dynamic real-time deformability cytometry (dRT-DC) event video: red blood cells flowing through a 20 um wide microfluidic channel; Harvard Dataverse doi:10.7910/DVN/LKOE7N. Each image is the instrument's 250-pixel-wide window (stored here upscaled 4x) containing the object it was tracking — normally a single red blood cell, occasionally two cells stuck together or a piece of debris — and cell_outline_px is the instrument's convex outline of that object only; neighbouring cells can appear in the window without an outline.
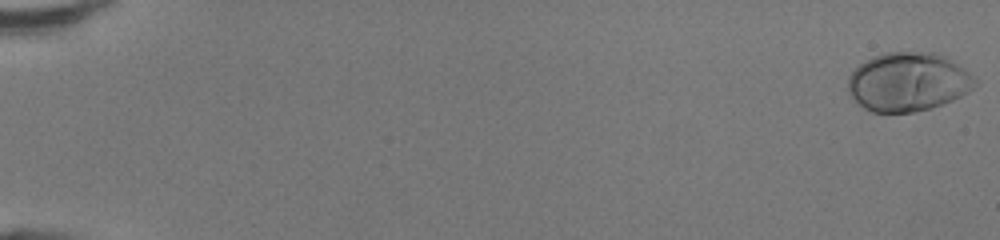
{"species": "human", "species_latin": "Homo sapiens", "temperature_condition": "room temperature", "stored_images_in_passage": 49, "camera_frame_rate_fps": 3000, "um_per_image_px": 0.085, "donor": {"sex": "female"}, "frame": {"image": 1, "passage_image": 1, "time_ms": 0.0, "image_size_px": [1000, 240], "cell_outline_px": [[980, 80], [968, 92], [952, 100], [932, 108], [912, 112], [872, 112], [864, 108], [848, 92], [848, 76], [860, 64], [872, 56], [884, 52], [936, 52], [948, 56], [976, 76]], "centroid_in_image_um": [77.24, 6.94], "position_along_channel_um": 7.8, "area_um2": 43.99}}
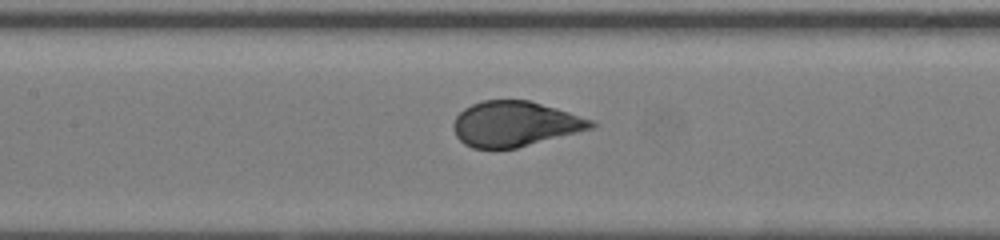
{"frame": {"image": 2, "passage_image": 25, "time_ms": 8.0, "image_size_px": [1000, 240], "cell_outline_px": [[596, 128], [516, 148], [472, 148], [464, 144], [456, 136], [452, 124], [456, 116], [464, 108], [472, 104], [484, 100], [528, 100], [556, 108], [592, 120], [596, 124]], "centroid_in_image_um": [43.76, 10.53], "position_along_channel_um": 163.6, "area_um2": 36.18}}
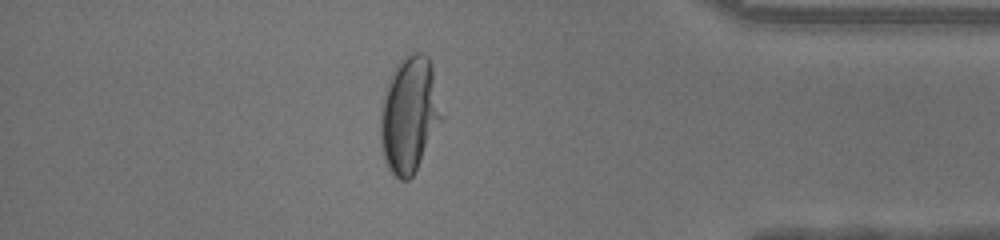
{"frame": {"image": 3, "passage_image": 43, "time_ms": 14.0, "image_size_px": [1000, 240], "cell_outline_px": [[444, 116], [412, 176], [408, 180], [400, 180], [388, 168], [380, 144], [380, 108], [384, 88], [396, 64], [404, 56], [412, 52], [420, 52], [428, 56], [432, 64]], "centroid_in_image_um": [34.79, 9.69], "position_along_channel_um": 400.4, "area_um2": 41.73}, "authors_computed_cell_mechanics": {"area_um2": 38.6104, "velocity_mm_per_s": 4.3514, "shape_relaxation_time_tau1_ms": 2.8056, "shape_relaxation_time_tau2_ms": null, "deformation_change_tau1": 0.19, "deformation_change_tau2": null}}